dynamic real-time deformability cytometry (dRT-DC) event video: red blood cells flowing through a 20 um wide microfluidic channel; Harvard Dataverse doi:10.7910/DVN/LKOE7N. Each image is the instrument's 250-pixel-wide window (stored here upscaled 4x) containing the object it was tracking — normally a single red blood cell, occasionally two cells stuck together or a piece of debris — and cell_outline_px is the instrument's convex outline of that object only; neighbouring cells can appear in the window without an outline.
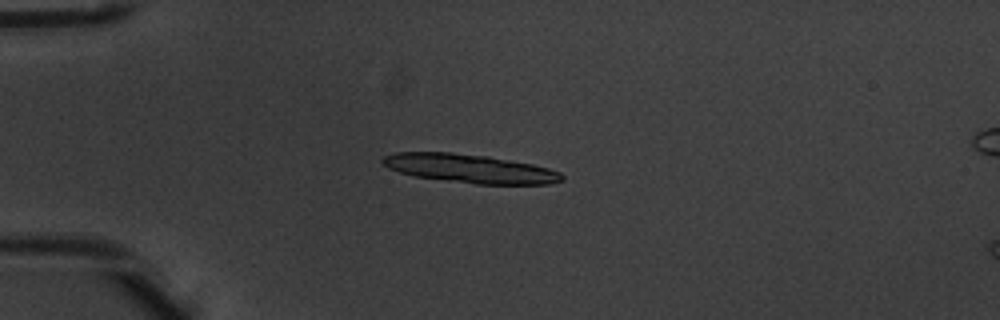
{"species": "common noctule bat (a hibernating species)", "species_latin": "Nyctalus noctula", "temperature_condition": "warm", "stored_images_in_passage": 11, "segment_of_instrument_passage": [1, 2], "camera_frame_rate_fps": 3000, "um_per_image_px": 0.085, "animal": {"sex": "male", "body_mass_g": 20.1, "forearm_length_mm": 53.5}, "frame": {"image": 1, "passage_image": 4, "time_ms": 1.0, "image_size_px": [1000, 320], "cell_outline_px": [[564, 180], [548, 184], [476, 184], [416, 176], [400, 172], [388, 168], [380, 160], [384, 156], [396, 152], [452, 152], [488, 156], [532, 164], [548, 168], [560, 172], [564, 176]], "centroid_in_image_um": [39.95, 14.32], "position_along_channel_um": 45.1, "area_um2": 29.82}}